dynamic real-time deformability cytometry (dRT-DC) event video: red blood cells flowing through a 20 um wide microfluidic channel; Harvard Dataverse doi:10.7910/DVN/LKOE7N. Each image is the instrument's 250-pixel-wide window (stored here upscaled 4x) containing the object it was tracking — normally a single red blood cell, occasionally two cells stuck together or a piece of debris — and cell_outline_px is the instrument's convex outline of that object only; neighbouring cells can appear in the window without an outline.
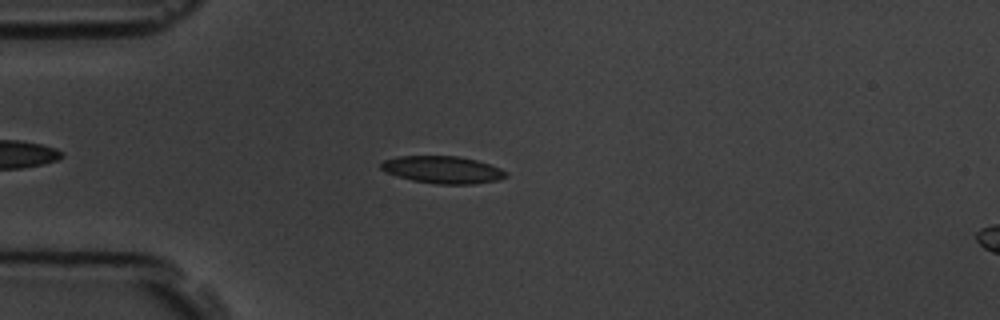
{"species": "common noctule bat (a hibernating species)", "species_latin": "Nyctalus noctula", "temperature_condition": "room temperature", "stored_images_in_passage": 2, "camera_frame_rate_fps": 3000, "um_per_image_px": 0.085, "animal": {"sex": "male", "body_mass_g": 19.5, "forearm_length_mm": 54.6}, "frame": {"image": 1, "passage_image": 2, "time_ms": 1.0, "image_size_px": [1000, 320], "cell_outline_px": [[508, 176], [496, 180], [472, 184], [436, 184], [412, 180], [384, 172], [380, 168], [380, 164], [384, 160], [396, 156], [460, 156], [476, 160], [500, 168], [508, 172]], "centroid_in_image_um": [37.6, 14.42], "position_along_channel_um": 47.4, "area_um2": 19.88}}